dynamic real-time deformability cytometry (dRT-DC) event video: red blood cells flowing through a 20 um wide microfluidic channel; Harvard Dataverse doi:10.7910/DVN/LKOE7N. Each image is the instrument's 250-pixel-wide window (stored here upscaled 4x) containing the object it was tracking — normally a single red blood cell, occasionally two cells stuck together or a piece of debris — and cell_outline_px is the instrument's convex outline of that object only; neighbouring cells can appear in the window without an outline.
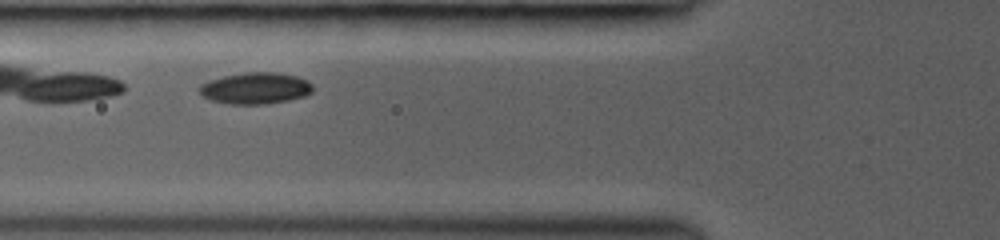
{"species": "common noctule bat (a hibernating species)", "species_latin": "Nyctalus noctula", "temperature_condition": "room temperature", "stored_images_in_passage": 12, "camera_frame_rate_fps": 3000, "um_per_image_px": 0.085, "animal": {"sex": "female", "body_mass_g": 19.0, "forearm_length_mm": 53.3}, "frame": {"image": 1, "passage_image": 4, "time_ms": 1.0, "image_size_px": [1000, 240], "cell_outline_px": [[312, 92], [304, 96], [288, 100], [268, 104], [228, 104], [212, 100], [204, 96], [196, 88], [200, 84], [208, 80], [224, 76], [248, 72], [272, 72], [296, 76], [308, 80], [312, 84]], "centroid_in_image_um": [21.7, 7.5], "position_along_channel_um": 104.1, "area_um2": 20.81}}
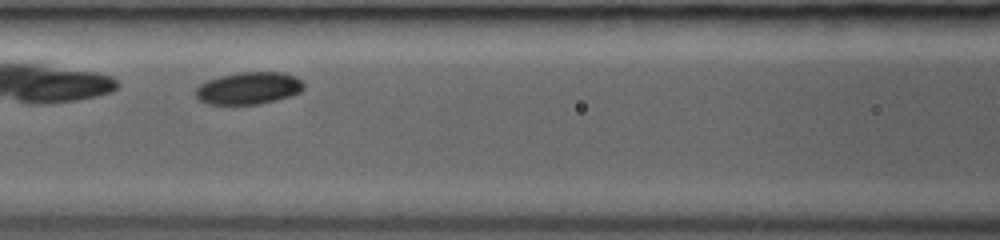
{"frame": {"image": 2, "passage_image": 7, "time_ms": 2.0, "image_size_px": [1000, 240], "cell_outline_px": [[304, 88], [300, 92], [292, 96], [260, 104], [208, 104], [200, 100], [196, 96], [196, 88], [200, 84], [208, 80], [220, 76], [240, 72], [284, 72], [296, 76], [304, 84]], "centroid_in_image_um": [21.17, 7.49], "position_along_channel_um": 145.4, "area_um2": 20.35}}
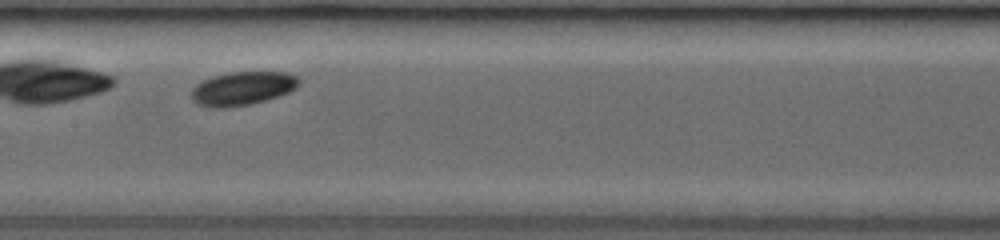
{"frame": {"image": 3, "passage_image": 10, "time_ms": 3.0, "image_size_px": [1000, 240], "cell_outline_px": [[300, 84], [296, 88], [280, 96], [248, 104], [224, 108], [212, 108], [196, 104], [192, 100], [192, 88], [200, 80], [212, 76], [228, 72], [288, 72], [296, 76], [300, 80]], "centroid_in_image_um": [20.59, 7.51], "position_along_channel_um": 186.8, "area_um2": 21.27}}